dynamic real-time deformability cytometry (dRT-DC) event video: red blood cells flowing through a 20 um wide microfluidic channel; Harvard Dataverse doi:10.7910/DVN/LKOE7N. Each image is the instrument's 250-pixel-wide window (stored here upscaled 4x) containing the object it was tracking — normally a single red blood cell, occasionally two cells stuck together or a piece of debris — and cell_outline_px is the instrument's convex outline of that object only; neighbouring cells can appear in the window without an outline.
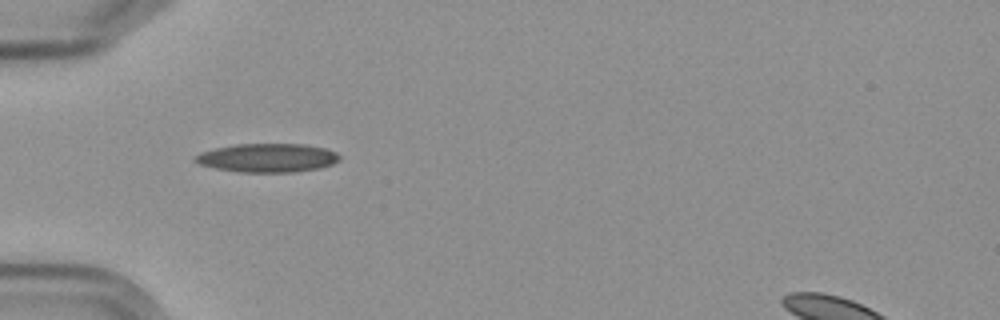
{"species": "Egyptian fruit bat (a non-hibernating species)", "species_latin": "Rousettus aegyptiacus", "temperature_condition": "cold", "stored_images_in_passage": 2, "camera_frame_rate_fps": 3000, "um_per_image_px": 0.085, "frame": {"image": 1, "passage_image": 1, "time_ms": 0.0, "image_size_px": [1000, 320], "cell_outline_px": [[340, 160], [332, 164], [320, 168], [292, 172], [240, 172], [216, 168], [200, 164], [192, 160], [200, 152], [216, 148], [236, 144], [304, 144], [328, 148], [336, 152], [340, 156]], "centroid_in_image_um": [22.77, 13.41], "position_along_channel_um": 62.2, "area_um2": 24.16}}
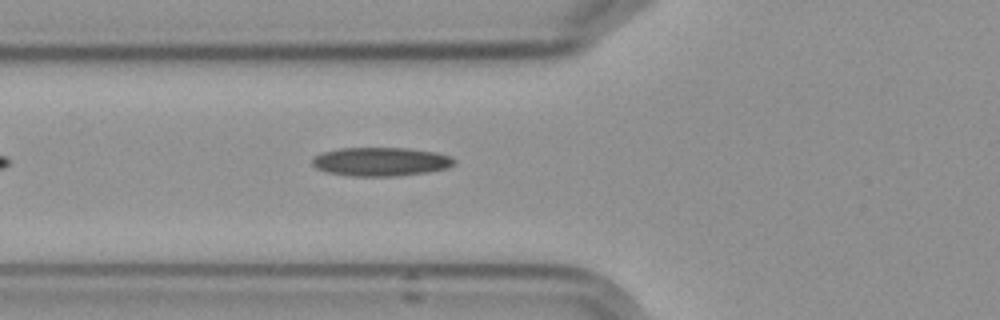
{"frame": {"image": 2, "passage_image": 2, "time_ms": 1.0, "image_size_px": [1000, 320], "cell_outline_px": [[456, 164], [448, 168], [428, 172], [396, 176], [352, 176], [328, 172], [316, 168], [312, 164], [312, 156], [320, 152], [340, 148], [408, 148], [436, 152], [452, 156], [456, 160]], "centroid_in_image_um": [32.38, 13.73], "position_along_channel_um": 93.4, "area_um2": 24.04}}